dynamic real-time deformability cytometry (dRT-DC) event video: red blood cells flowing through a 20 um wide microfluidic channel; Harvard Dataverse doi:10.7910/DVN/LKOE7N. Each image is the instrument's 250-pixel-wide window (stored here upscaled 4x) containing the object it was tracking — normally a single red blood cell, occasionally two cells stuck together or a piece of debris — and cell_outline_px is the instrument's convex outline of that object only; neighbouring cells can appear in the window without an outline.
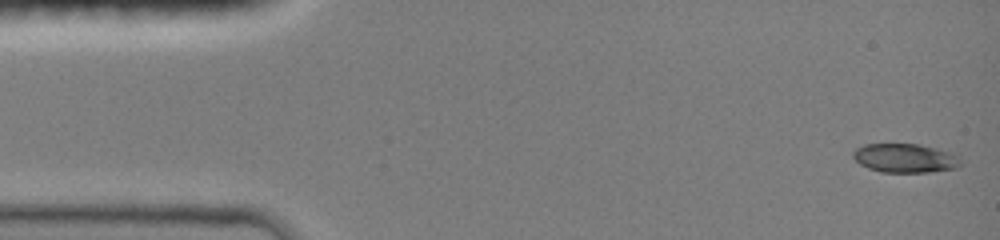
{"species": "common noctule bat (a hibernating species)", "species_latin": "Nyctalus noctula", "temperature_condition": "room temperature", "stored_images_in_passage": 18, "camera_frame_rate_fps": 3000, "um_per_image_px": 0.085, "animal": {"sex": "female", "body_mass_g": 19.0, "forearm_length_mm": 51.5}, "frame": {"image": 1, "passage_image": 1, "time_ms": 0.0, "image_size_px": [1000, 240], "cell_outline_px": [[960, 164], [956, 168], [928, 172], [880, 172], [868, 168], [860, 164], [852, 156], [852, 152], [856, 148], [864, 144], [920, 144], [952, 152], [960, 160]], "centroid_in_image_um": [76.9, 13.43], "position_along_channel_um": 8.1, "area_um2": 18.15}}
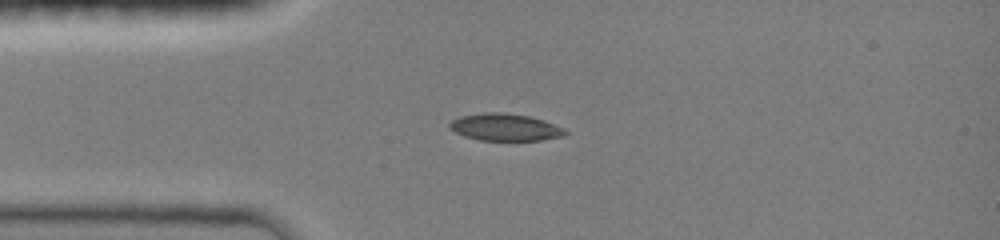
{"frame": {"image": 2, "passage_image": 11, "time_ms": 3.333, "image_size_px": [1000, 240], "cell_outline_px": [[568, 132], [564, 136], [540, 140], [480, 140], [464, 136], [448, 128], [448, 124], [452, 120], [460, 116], [484, 112], [504, 112], [528, 116], [544, 120], [564, 128]], "centroid_in_image_um": [42.92, 10.81], "position_along_channel_um": 42.1, "area_um2": 18.32}}
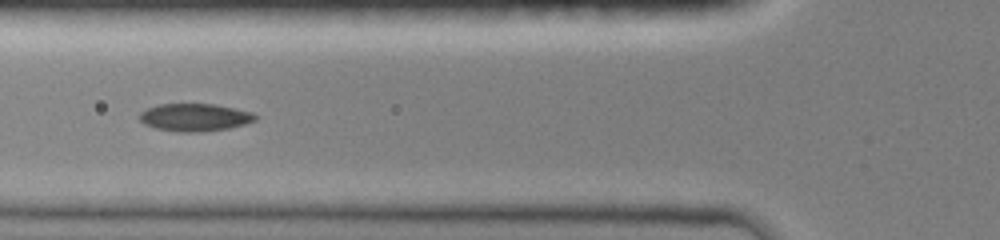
{"frame": {"image": 3, "passage_image": 16, "time_ms": 5.333, "image_size_px": [1000, 240], "cell_outline_px": [[256, 120], [244, 124], [228, 128], [204, 132], [180, 132], [156, 128], [144, 124], [140, 120], [140, 112], [148, 108], [160, 104], [212, 104], [252, 112], [256, 116]], "centroid_in_image_um": [16.54, 9.98], "position_along_channel_um": 109.3, "area_um2": 18.44}}